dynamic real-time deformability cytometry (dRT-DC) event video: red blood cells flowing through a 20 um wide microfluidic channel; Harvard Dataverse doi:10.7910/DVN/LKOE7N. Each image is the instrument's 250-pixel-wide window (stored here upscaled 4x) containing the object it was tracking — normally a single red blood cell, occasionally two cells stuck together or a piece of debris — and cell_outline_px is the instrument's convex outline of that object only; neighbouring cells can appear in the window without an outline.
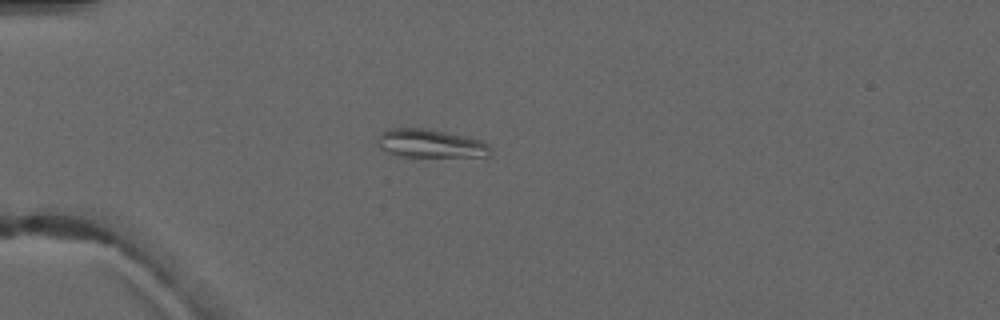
{"species": "common noctule bat (a hibernating species)", "species_latin": "Nyctalus noctula", "temperature_condition": "warm", "stored_images_in_passage": 4, "camera_frame_rate_fps": 3000, "um_per_image_px": 0.085, "animal": {"sex": "male", "forearm_length_mm": 52.5}, "frame": {"image": 1, "passage_image": 4, "time_ms": 4.333, "image_size_px": [1000, 320], "cell_outline_px": [[492, 156], [400, 156], [388, 152], [380, 148], [376, 144], [380, 132], [392, 128], [424, 128], [468, 136], [484, 140], [492, 148]], "centroid_in_image_um": [36.63, 12.19], "position_along_channel_um": 48.4, "area_um2": 18.84}}